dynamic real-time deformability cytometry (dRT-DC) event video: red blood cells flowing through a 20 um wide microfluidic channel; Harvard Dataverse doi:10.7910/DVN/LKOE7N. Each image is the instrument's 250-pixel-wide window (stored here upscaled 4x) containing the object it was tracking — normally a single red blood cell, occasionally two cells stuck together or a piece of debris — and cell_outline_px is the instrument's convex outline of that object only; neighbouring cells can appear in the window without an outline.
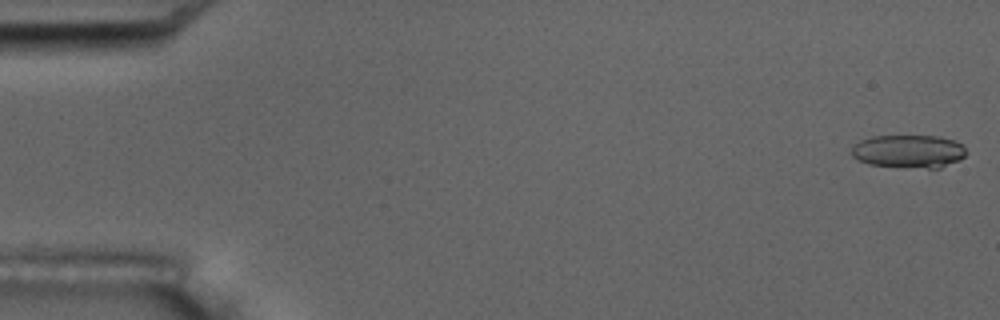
{"species": "common noctule bat (a hibernating species)", "species_latin": "Nyctalus noctula", "temperature_condition": "room temperature", "stored_images_in_passage": 5, "camera_frame_rate_fps": 3000, "um_per_image_px": 0.085, "animal": {"sex": "male", "body_mass_g": 17.5, "forearm_length_mm": 52.3}, "frame": {"image": 1, "passage_image": 1, "time_ms": 0.0, "image_size_px": [1000, 320], "cell_outline_px": [[964, 156], [960, 160], [940, 168], [928, 168], [868, 164], [852, 156], [852, 148], [860, 140], [872, 136], [940, 136], [956, 140], [964, 144]], "centroid_in_image_um": [77.28, 12.85], "position_along_channel_um": 7.7, "area_um2": 22.02}}